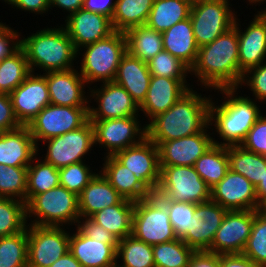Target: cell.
Returning <instances> with one entry per match:
<instances>
[{
	"label": "cell",
	"instance_id": "1",
	"mask_svg": "<svg viewBox=\"0 0 266 267\" xmlns=\"http://www.w3.org/2000/svg\"><path fill=\"white\" fill-rule=\"evenodd\" d=\"M190 74L206 89L239 88V41L235 26L199 47Z\"/></svg>",
	"mask_w": 266,
	"mask_h": 267
},
{
	"label": "cell",
	"instance_id": "2",
	"mask_svg": "<svg viewBox=\"0 0 266 267\" xmlns=\"http://www.w3.org/2000/svg\"><path fill=\"white\" fill-rule=\"evenodd\" d=\"M211 98L190 88L166 112L146 124L147 137L156 145L201 132L209 124Z\"/></svg>",
	"mask_w": 266,
	"mask_h": 267
},
{
	"label": "cell",
	"instance_id": "3",
	"mask_svg": "<svg viewBox=\"0 0 266 267\" xmlns=\"http://www.w3.org/2000/svg\"><path fill=\"white\" fill-rule=\"evenodd\" d=\"M238 88H222L218 89L224 94V101L220 105H216L215 100L210 102L209 106V126H215L218 137L223 140L220 142L213 138L216 145L234 146L240 145L249 130L259 119L261 111L254 99L249 96H239L236 93ZM237 94V95H235ZM213 124V126H211ZM225 141V142H224Z\"/></svg>",
	"mask_w": 266,
	"mask_h": 267
},
{
	"label": "cell",
	"instance_id": "4",
	"mask_svg": "<svg viewBox=\"0 0 266 267\" xmlns=\"http://www.w3.org/2000/svg\"><path fill=\"white\" fill-rule=\"evenodd\" d=\"M31 72L64 71L74 69V60L79 56L66 29L61 26L38 30L21 39ZM36 67V68H35Z\"/></svg>",
	"mask_w": 266,
	"mask_h": 267
},
{
	"label": "cell",
	"instance_id": "5",
	"mask_svg": "<svg viewBox=\"0 0 266 267\" xmlns=\"http://www.w3.org/2000/svg\"><path fill=\"white\" fill-rule=\"evenodd\" d=\"M83 48L79 73L86 84L114 81L121 59L127 52L125 33L114 31L108 37Z\"/></svg>",
	"mask_w": 266,
	"mask_h": 267
},
{
	"label": "cell",
	"instance_id": "6",
	"mask_svg": "<svg viewBox=\"0 0 266 267\" xmlns=\"http://www.w3.org/2000/svg\"><path fill=\"white\" fill-rule=\"evenodd\" d=\"M27 221L37 226L76 225L80 219L78 196L63 186L35 195L27 204ZM32 222V223H31Z\"/></svg>",
	"mask_w": 266,
	"mask_h": 267
},
{
	"label": "cell",
	"instance_id": "7",
	"mask_svg": "<svg viewBox=\"0 0 266 267\" xmlns=\"http://www.w3.org/2000/svg\"><path fill=\"white\" fill-rule=\"evenodd\" d=\"M131 235L152 246L177 239L167 207L155 194L135 202Z\"/></svg>",
	"mask_w": 266,
	"mask_h": 267
},
{
	"label": "cell",
	"instance_id": "8",
	"mask_svg": "<svg viewBox=\"0 0 266 267\" xmlns=\"http://www.w3.org/2000/svg\"><path fill=\"white\" fill-rule=\"evenodd\" d=\"M158 198L199 204L211 199V188L201 179L194 166H160Z\"/></svg>",
	"mask_w": 266,
	"mask_h": 267
},
{
	"label": "cell",
	"instance_id": "9",
	"mask_svg": "<svg viewBox=\"0 0 266 267\" xmlns=\"http://www.w3.org/2000/svg\"><path fill=\"white\" fill-rule=\"evenodd\" d=\"M230 0H197L192 2L190 19L197 45L213 42L234 26L236 14Z\"/></svg>",
	"mask_w": 266,
	"mask_h": 267
},
{
	"label": "cell",
	"instance_id": "10",
	"mask_svg": "<svg viewBox=\"0 0 266 267\" xmlns=\"http://www.w3.org/2000/svg\"><path fill=\"white\" fill-rule=\"evenodd\" d=\"M89 107H70L49 104L27 125L36 146L52 137L82 127L89 120Z\"/></svg>",
	"mask_w": 266,
	"mask_h": 267
},
{
	"label": "cell",
	"instance_id": "11",
	"mask_svg": "<svg viewBox=\"0 0 266 267\" xmlns=\"http://www.w3.org/2000/svg\"><path fill=\"white\" fill-rule=\"evenodd\" d=\"M43 142L47 146L43 160L54 167L59 169L70 164L83 162L84 156L93 150L95 145L93 124L88 120L78 129Z\"/></svg>",
	"mask_w": 266,
	"mask_h": 267
},
{
	"label": "cell",
	"instance_id": "12",
	"mask_svg": "<svg viewBox=\"0 0 266 267\" xmlns=\"http://www.w3.org/2000/svg\"><path fill=\"white\" fill-rule=\"evenodd\" d=\"M27 267H50L69 252L70 232L64 227L28 224Z\"/></svg>",
	"mask_w": 266,
	"mask_h": 267
},
{
	"label": "cell",
	"instance_id": "13",
	"mask_svg": "<svg viewBox=\"0 0 266 267\" xmlns=\"http://www.w3.org/2000/svg\"><path fill=\"white\" fill-rule=\"evenodd\" d=\"M138 116L106 120H90L94 128L95 145L107 148L106 156L140 143L147 137L146 124ZM142 126V127H141Z\"/></svg>",
	"mask_w": 266,
	"mask_h": 267
},
{
	"label": "cell",
	"instance_id": "14",
	"mask_svg": "<svg viewBox=\"0 0 266 267\" xmlns=\"http://www.w3.org/2000/svg\"><path fill=\"white\" fill-rule=\"evenodd\" d=\"M134 173L136 178L152 193L160 183L159 150L148 137L140 143L120 150L113 155Z\"/></svg>",
	"mask_w": 266,
	"mask_h": 267
},
{
	"label": "cell",
	"instance_id": "15",
	"mask_svg": "<svg viewBox=\"0 0 266 267\" xmlns=\"http://www.w3.org/2000/svg\"><path fill=\"white\" fill-rule=\"evenodd\" d=\"M89 89L90 97L95 98L94 101L97 100L98 104L97 107L89 104V120H106L139 115L140 107L131 95L114 81L103 82L98 89L91 87Z\"/></svg>",
	"mask_w": 266,
	"mask_h": 267
},
{
	"label": "cell",
	"instance_id": "16",
	"mask_svg": "<svg viewBox=\"0 0 266 267\" xmlns=\"http://www.w3.org/2000/svg\"><path fill=\"white\" fill-rule=\"evenodd\" d=\"M255 210H227L208 251L242 253L252 231Z\"/></svg>",
	"mask_w": 266,
	"mask_h": 267
},
{
	"label": "cell",
	"instance_id": "17",
	"mask_svg": "<svg viewBox=\"0 0 266 267\" xmlns=\"http://www.w3.org/2000/svg\"><path fill=\"white\" fill-rule=\"evenodd\" d=\"M257 12L244 32L237 21L239 18L234 23L239 41V87L243 74L265 62L266 58V8Z\"/></svg>",
	"mask_w": 266,
	"mask_h": 267
},
{
	"label": "cell",
	"instance_id": "18",
	"mask_svg": "<svg viewBox=\"0 0 266 267\" xmlns=\"http://www.w3.org/2000/svg\"><path fill=\"white\" fill-rule=\"evenodd\" d=\"M13 111L21 125L29 122L46 106L51 104L46 77L31 72L10 94Z\"/></svg>",
	"mask_w": 266,
	"mask_h": 267
},
{
	"label": "cell",
	"instance_id": "19",
	"mask_svg": "<svg viewBox=\"0 0 266 267\" xmlns=\"http://www.w3.org/2000/svg\"><path fill=\"white\" fill-rule=\"evenodd\" d=\"M226 212L227 209L211 199L196 204L190 228L181 240L194 251L209 250Z\"/></svg>",
	"mask_w": 266,
	"mask_h": 267
},
{
	"label": "cell",
	"instance_id": "20",
	"mask_svg": "<svg viewBox=\"0 0 266 267\" xmlns=\"http://www.w3.org/2000/svg\"><path fill=\"white\" fill-rule=\"evenodd\" d=\"M211 200L227 210H259L255 187L243 175L230 169L225 177L211 188Z\"/></svg>",
	"mask_w": 266,
	"mask_h": 267
},
{
	"label": "cell",
	"instance_id": "21",
	"mask_svg": "<svg viewBox=\"0 0 266 267\" xmlns=\"http://www.w3.org/2000/svg\"><path fill=\"white\" fill-rule=\"evenodd\" d=\"M209 124L199 133L159 143L160 166H194L196 160L202 156L213 144V137Z\"/></svg>",
	"mask_w": 266,
	"mask_h": 267
},
{
	"label": "cell",
	"instance_id": "22",
	"mask_svg": "<svg viewBox=\"0 0 266 267\" xmlns=\"http://www.w3.org/2000/svg\"><path fill=\"white\" fill-rule=\"evenodd\" d=\"M64 26L79 55L84 46L102 40L114 32L108 17L83 8L66 16Z\"/></svg>",
	"mask_w": 266,
	"mask_h": 267
},
{
	"label": "cell",
	"instance_id": "23",
	"mask_svg": "<svg viewBox=\"0 0 266 267\" xmlns=\"http://www.w3.org/2000/svg\"><path fill=\"white\" fill-rule=\"evenodd\" d=\"M43 75L46 77L51 104L89 107L90 97H86L84 90L86 82L78 70L52 71L43 73Z\"/></svg>",
	"mask_w": 266,
	"mask_h": 267
},
{
	"label": "cell",
	"instance_id": "24",
	"mask_svg": "<svg viewBox=\"0 0 266 267\" xmlns=\"http://www.w3.org/2000/svg\"><path fill=\"white\" fill-rule=\"evenodd\" d=\"M191 86L186 79L151 76L144 102L139 106L149 122L160 113L166 112Z\"/></svg>",
	"mask_w": 266,
	"mask_h": 267
},
{
	"label": "cell",
	"instance_id": "25",
	"mask_svg": "<svg viewBox=\"0 0 266 267\" xmlns=\"http://www.w3.org/2000/svg\"><path fill=\"white\" fill-rule=\"evenodd\" d=\"M70 234L69 252L82 267H109L117 258L118 240H98L87 237L77 226Z\"/></svg>",
	"mask_w": 266,
	"mask_h": 267
},
{
	"label": "cell",
	"instance_id": "26",
	"mask_svg": "<svg viewBox=\"0 0 266 267\" xmlns=\"http://www.w3.org/2000/svg\"><path fill=\"white\" fill-rule=\"evenodd\" d=\"M39 150L27 125L0 133V164L6 167H28Z\"/></svg>",
	"mask_w": 266,
	"mask_h": 267
},
{
	"label": "cell",
	"instance_id": "27",
	"mask_svg": "<svg viewBox=\"0 0 266 267\" xmlns=\"http://www.w3.org/2000/svg\"><path fill=\"white\" fill-rule=\"evenodd\" d=\"M151 76L147 62L126 52L118 66L114 82L121 85L140 106L146 97Z\"/></svg>",
	"mask_w": 266,
	"mask_h": 267
},
{
	"label": "cell",
	"instance_id": "28",
	"mask_svg": "<svg viewBox=\"0 0 266 267\" xmlns=\"http://www.w3.org/2000/svg\"><path fill=\"white\" fill-rule=\"evenodd\" d=\"M104 157L103 168L100 172L124 199L138 202L152 195L134 173L113 155Z\"/></svg>",
	"mask_w": 266,
	"mask_h": 267
},
{
	"label": "cell",
	"instance_id": "29",
	"mask_svg": "<svg viewBox=\"0 0 266 267\" xmlns=\"http://www.w3.org/2000/svg\"><path fill=\"white\" fill-rule=\"evenodd\" d=\"M123 199L101 172L96 173L78 196L80 217H91L106 207L119 204Z\"/></svg>",
	"mask_w": 266,
	"mask_h": 267
},
{
	"label": "cell",
	"instance_id": "30",
	"mask_svg": "<svg viewBox=\"0 0 266 267\" xmlns=\"http://www.w3.org/2000/svg\"><path fill=\"white\" fill-rule=\"evenodd\" d=\"M163 49L179 58L190 69L195 64L199 46L196 43L190 17L162 33Z\"/></svg>",
	"mask_w": 266,
	"mask_h": 267
},
{
	"label": "cell",
	"instance_id": "31",
	"mask_svg": "<svg viewBox=\"0 0 266 267\" xmlns=\"http://www.w3.org/2000/svg\"><path fill=\"white\" fill-rule=\"evenodd\" d=\"M135 202L123 199L119 204L106 207L90 218L104 227L117 240L132 234V216Z\"/></svg>",
	"mask_w": 266,
	"mask_h": 267
},
{
	"label": "cell",
	"instance_id": "32",
	"mask_svg": "<svg viewBox=\"0 0 266 267\" xmlns=\"http://www.w3.org/2000/svg\"><path fill=\"white\" fill-rule=\"evenodd\" d=\"M190 0H154L145 25L158 32H165L171 26L190 15Z\"/></svg>",
	"mask_w": 266,
	"mask_h": 267
},
{
	"label": "cell",
	"instance_id": "33",
	"mask_svg": "<svg viewBox=\"0 0 266 267\" xmlns=\"http://www.w3.org/2000/svg\"><path fill=\"white\" fill-rule=\"evenodd\" d=\"M127 52L141 61L149 62L163 49L162 33L147 27L136 26L125 32Z\"/></svg>",
	"mask_w": 266,
	"mask_h": 267
},
{
	"label": "cell",
	"instance_id": "34",
	"mask_svg": "<svg viewBox=\"0 0 266 267\" xmlns=\"http://www.w3.org/2000/svg\"><path fill=\"white\" fill-rule=\"evenodd\" d=\"M229 169L246 177L256 188L266 170V156L246 150L241 145L227 146Z\"/></svg>",
	"mask_w": 266,
	"mask_h": 267
},
{
	"label": "cell",
	"instance_id": "35",
	"mask_svg": "<svg viewBox=\"0 0 266 267\" xmlns=\"http://www.w3.org/2000/svg\"><path fill=\"white\" fill-rule=\"evenodd\" d=\"M154 0H116L111 19L114 31L125 33L136 26L145 25Z\"/></svg>",
	"mask_w": 266,
	"mask_h": 267
},
{
	"label": "cell",
	"instance_id": "36",
	"mask_svg": "<svg viewBox=\"0 0 266 267\" xmlns=\"http://www.w3.org/2000/svg\"><path fill=\"white\" fill-rule=\"evenodd\" d=\"M194 168L201 179L213 188L225 177L229 169L227 147L213 144L196 160Z\"/></svg>",
	"mask_w": 266,
	"mask_h": 267
},
{
	"label": "cell",
	"instance_id": "37",
	"mask_svg": "<svg viewBox=\"0 0 266 267\" xmlns=\"http://www.w3.org/2000/svg\"><path fill=\"white\" fill-rule=\"evenodd\" d=\"M38 154L33 158L27 167V191L26 204L35 196L44 193L60 185L58 168L37 159ZM35 161V164H33Z\"/></svg>",
	"mask_w": 266,
	"mask_h": 267
},
{
	"label": "cell",
	"instance_id": "38",
	"mask_svg": "<svg viewBox=\"0 0 266 267\" xmlns=\"http://www.w3.org/2000/svg\"><path fill=\"white\" fill-rule=\"evenodd\" d=\"M30 73L25 52L20 48L0 62V93L10 94Z\"/></svg>",
	"mask_w": 266,
	"mask_h": 267
},
{
	"label": "cell",
	"instance_id": "39",
	"mask_svg": "<svg viewBox=\"0 0 266 267\" xmlns=\"http://www.w3.org/2000/svg\"><path fill=\"white\" fill-rule=\"evenodd\" d=\"M116 258L126 267H155L153 246L133 235L118 241Z\"/></svg>",
	"mask_w": 266,
	"mask_h": 267
},
{
	"label": "cell",
	"instance_id": "40",
	"mask_svg": "<svg viewBox=\"0 0 266 267\" xmlns=\"http://www.w3.org/2000/svg\"><path fill=\"white\" fill-rule=\"evenodd\" d=\"M26 203L9 197H0V237L22 232L27 228Z\"/></svg>",
	"mask_w": 266,
	"mask_h": 267
},
{
	"label": "cell",
	"instance_id": "41",
	"mask_svg": "<svg viewBox=\"0 0 266 267\" xmlns=\"http://www.w3.org/2000/svg\"><path fill=\"white\" fill-rule=\"evenodd\" d=\"M28 226L13 235L0 237V267H27Z\"/></svg>",
	"mask_w": 266,
	"mask_h": 267
},
{
	"label": "cell",
	"instance_id": "42",
	"mask_svg": "<svg viewBox=\"0 0 266 267\" xmlns=\"http://www.w3.org/2000/svg\"><path fill=\"white\" fill-rule=\"evenodd\" d=\"M193 252L181 239L153 245L155 267H187Z\"/></svg>",
	"mask_w": 266,
	"mask_h": 267
},
{
	"label": "cell",
	"instance_id": "43",
	"mask_svg": "<svg viewBox=\"0 0 266 267\" xmlns=\"http://www.w3.org/2000/svg\"><path fill=\"white\" fill-rule=\"evenodd\" d=\"M242 254L261 267H266V214L260 209L255 210L252 231Z\"/></svg>",
	"mask_w": 266,
	"mask_h": 267
},
{
	"label": "cell",
	"instance_id": "44",
	"mask_svg": "<svg viewBox=\"0 0 266 267\" xmlns=\"http://www.w3.org/2000/svg\"><path fill=\"white\" fill-rule=\"evenodd\" d=\"M27 167L0 164V197H9L26 203Z\"/></svg>",
	"mask_w": 266,
	"mask_h": 267
},
{
	"label": "cell",
	"instance_id": "45",
	"mask_svg": "<svg viewBox=\"0 0 266 267\" xmlns=\"http://www.w3.org/2000/svg\"><path fill=\"white\" fill-rule=\"evenodd\" d=\"M149 72L152 76L172 79H186L190 68L179 58L162 50L148 62Z\"/></svg>",
	"mask_w": 266,
	"mask_h": 267
},
{
	"label": "cell",
	"instance_id": "46",
	"mask_svg": "<svg viewBox=\"0 0 266 267\" xmlns=\"http://www.w3.org/2000/svg\"><path fill=\"white\" fill-rule=\"evenodd\" d=\"M89 167L90 165H86L83 161L59 168L60 186L79 196L90 180L96 175V172L94 173Z\"/></svg>",
	"mask_w": 266,
	"mask_h": 267
},
{
	"label": "cell",
	"instance_id": "47",
	"mask_svg": "<svg viewBox=\"0 0 266 267\" xmlns=\"http://www.w3.org/2000/svg\"><path fill=\"white\" fill-rule=\"evenodd\" d=\"M167 207L169 219L174 229L177 239H182L190 228V218H192L196 208L195 203L176 202L167 198H159Z\"/></svg>",
	"mask_w": 266,
	"mask_h": 267
},
{
	"label": "cell",
	"instance_id": "48",
	"mask_svg": "<svg viewBox=\"0 0 266 267\" xmlns=\"http://www.w3.org/2000/svg\"><path fill=\"white\" fill-rule=\"evenodd\" d=\"M245 84L253 92L255 100H259V102L266 101V61L259 66L250 68L243 74L240 88Z\"/></svg>",
	"mask_w": 266,
	"mask_h": 267
},
{
	"label": "cell",
	"instance_id": "49",
	"mask_svg": "<svg viewBox=\"0 0 266 267\" xmlns=\"http://www.w3.org/2000/svg\"><path fill=\"white\" fill-rule=\"evenodd\" d=\"M256 154L266 156V115H261L240 144Z\"/></svg>",
	"mask_w": 266,
	"mask_h": 267
},
{
	"label": "cell",
	"instance_id": "50",
	"mask_svg": "<svg viewBox=\"0 0 266 267\" xmlns=\"http://www.w3.org/2000/svg\"><path fill=\"white\" fill-rule=\"evenodd\" d=\"M19 36L21 35L6 23L0 25V62L6 57L12 56L21 48Z\"/></svg>",
	"mask_w": 266,
	"mask_h": 267
},
{
	"label": "cell",
	"instance_id": "51",
	"mask_svg": "<svg viewBox=\"0 0 266 267\" xmlns=\"http://www.w3.org/2000/svg\"><path fill=\"white\" fill-rule=\"evenodd\" d=\"M21 124L16 119L9 94L0 93V133L19 128Z\"/></svg>",
	"mask_w": 266,
	"mask_h": 267
},
{
	"label": "cell",
	"instance_id": "52",
	"mask_svg": "<svg viewBox=\"0 0 266 267\" xmlns=\"http://www.w3.org/2000/svg\"><path fill=\"white\" fill-rule=\"evenodd\" d=\"M81 220H83L81 222ZM87 237L98 240H117L104 227L97 224L90 217H80L76 225Z\"/></svg>",
	"mask_w": 266,
	"mask_h": 267
},
{
	"label": "cell",
	"instance_id": "53",
	"mask_svg": "<svg viewBox=\"0 0 266 267\" xmlns=\"http://www.w3.org/2000/svg\"><path fill=\"white\" fill-rule=\"evenodd\" d=\"M187 267H221V254L208 250L194 251Z\"/></svg>",
	"mask_w": 266,
	"mask_h": 267
},
{
	"label": "cell",
	"instance_id": "54",
	"mask_svg": "<svg viewBox=\"0 0 266 267\" xmlns=\"http://www.w3.org/2000/svg\"><path fill=\"white\" fill-rule=\"evenodd\" d=\"M8 5L14 6L29 13L45 14L50 9V0H3Z\"/></svg>",
	"mask_w": 266,
	"mask_h": 267
},
{
	"label": "cell",
	"instance_id": "55",
	"mask_svg": "<svg viewBox=\"0 0 266 267\" xmlns=\"http://www.w3.org/2000/svg\"><path fill=\"white\" fill-rule=\"evenodd\" d=\"M115 5L116 0H84L82 8L93 13L104 15L111 20Z\"/></svg>",
	"mask_w": 266,
	"mask_h": 267
},
{
	"label": "cell",
	"instance_id": "56",
	"mask_svg": "<svg viewBox=\"0 0 266 267\" xmlns=\"http://www.w3.org/2000/svg\"><path fill=\"white\" fill-rule=\"evenodd\" d=\"M221 267H261L242 253L221 254Z\"/></svg>",
	"mask_w": 266,
	"mask_h": 267
},
{
	"label": "cell",
	"instance_id": "57",
	"mask_svg": "<svg viewBox=\"0 0 266 267\" xmlns=\"http://www.w3.org/2000/svg\"><path fill=\"white\" fill-rule=\"evenodd\" d=\"M83 2L84 0H50V9H52L51 7H58L63 11H68V16H70L82 8Z\"/></svg>",
	"mask_w": 266,
	"mask_h": 267
},
{
	"label": "cell",
	"instance_id": "58",
	"mask_svg": "<svg viewBox=\"0 0 266 267\" xmlns=\"http://www.w3.org/2000/svg\"><path fill=\"white\" fill-rule=\"evenodd\" d=\"M50 267H82V265L70 252H67Z\"/></svg>",
	"mask_w": 266,
	"mask_h": 267
},
{
	"label": "cell",
	"instance_id": "59",
	"mask_svg": "<svg viewBox=\"0 0 266 267\" xmlns=\"http://www.w3.org/2000/svg\"><path fill=\"white\" fill-rule=\"evenodd\" d=\"M258 204L261 206L266 201V170L258 186L255 188Z\"/></svg>",
	"mask_w": 266,
	"mask_h": 267
},
{
	"label": "cell",
	"instance_id": "60",
	"mask_svg": "<svg viewBox=\"0 0 266 267\" xmlns=\"http://www.w3.org/2000/svg\"><path fill=\"white\" fill-rule=\"evenodd\" d=\"M263 1H265L266 2V0H248L247 2H249V4L251 5H253V3L254 4H258L259 5V3L261 4Z\"/></svg>",
	"mask_w": 266,
	"mask_h": 267
},
{
	"label": "cell",
	"instance_id": "61",
	"mask_svg": "<svg viewBox=\"0 0 266 267\" xmlns=\"http://www.w3.org/2000/svg\"><path fill=\"white\" fill-rule=\"evenodd\" d=\"M121 262L120 260L118 261V260H116L113 264H111L109 267H126V266H124V265H122V264H119V263Z\"/></svg>",
	"mask_w": 266,
	"mask_h": 267
},
{
	"label": "cell",
	"instance_id": "62",
	"mask_svg": "<svg viewBox=\"0 0 266 267\" xmlns=\"http://www.w3.org/2000/svg\"><path fill=\"white\" fill-rule=\"evenodd\" d=\"M260 210H261L264 214H266V201L261 205Z\"/></svg>",
	"mask_w": 266,
	"mask_h": 267
}]
</instances>
